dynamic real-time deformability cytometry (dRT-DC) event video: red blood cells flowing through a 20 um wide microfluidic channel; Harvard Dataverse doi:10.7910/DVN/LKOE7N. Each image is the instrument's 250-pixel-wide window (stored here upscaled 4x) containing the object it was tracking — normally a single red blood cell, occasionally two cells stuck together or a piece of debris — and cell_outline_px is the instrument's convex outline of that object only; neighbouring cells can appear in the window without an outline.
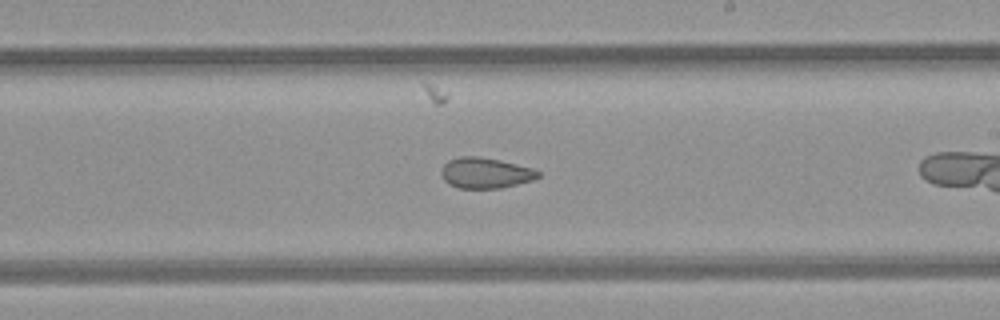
{"species": "common noctule bat (a hibernating species)", "species_latin": "Nyctalus noctula", "temperature_condition": "room temperature", "stored_images_in_passage": 25, "camera_frame_rate_fps": 3000, "um_per_image_px": 0.085, "animal": {"sex": "female", "body_mass_g": 21.9}, "frame": {"image": 1, "passage_image": 15, "time_ms": 4.667, "image_size_px": [1000, 320], "cell_outline_px": [[540, 176], [532, 180], [500, 188], [460, 188], [448, 184], [444, 180], [440, 172], [444, 164], [448, 160], [460, 156], [476, 156], [500, 160], [536, 168], [540, 172]], "centroid_in_image_um": [41.27, 14.69], "position_along_channel_um": 247.7, "area_um2": 17.4}}
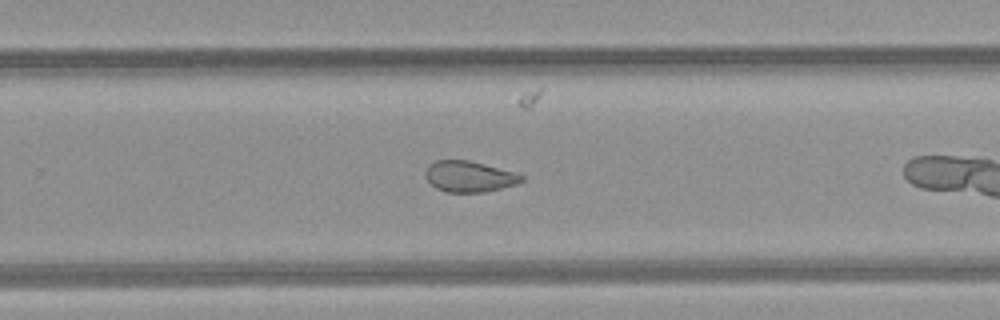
{"frame": {"image": 2, "passage_image": 18, "time_ms": 5.667, "image_size_px": [1000, 320], "cell_outline_px": [[524, 180], [516, 184], [484, 192], [448, 192], [436, 188], [424, 176], [424, 172], [436, 160], [468, 160], [516, 172], [524, 176]], "centroid_in_image_um": [39.9, 15.0], "position_along_channel_um": 289.9, "area_um2": 17.17}}